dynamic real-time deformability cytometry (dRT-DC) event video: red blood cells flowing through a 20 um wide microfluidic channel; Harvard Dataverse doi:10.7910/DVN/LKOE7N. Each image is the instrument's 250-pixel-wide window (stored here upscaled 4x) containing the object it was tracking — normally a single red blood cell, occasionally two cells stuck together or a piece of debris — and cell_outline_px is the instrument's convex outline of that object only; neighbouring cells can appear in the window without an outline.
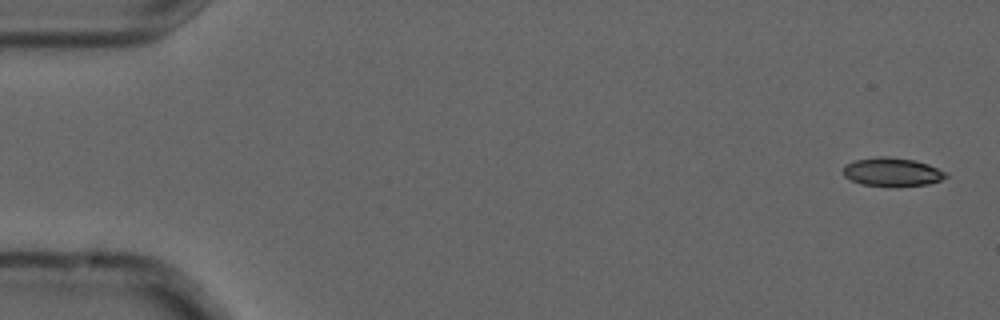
{"species": "common noctule bat (a hibernating species)", "species_latin": "Nyctalus noctula", "temperature_condition": "cold", "stored_images_in_passage": 7, "camera_frame_rate_fps": 3000, "um_per_image_px": 0.085, "animal": {"sex": "male", "forearm_length_mm": 52.5}, "frame": {"image": 1, "passage_image": 1, "time_ms": 0.0, "image_size_px": [1000, 320], "cell_outline_px": [[948, 176], [940, 180], [928, 184], [896, 188], [860, 184], [844, 176], [844, 164], [856, 160], [876, 156], [888, 156], [912, 160], [928, 164], [948, 172]], "centroid_in_image_um": [75.85, 14.64], "position_along_channel_um": 9.2, "area_um2": 17.46}}
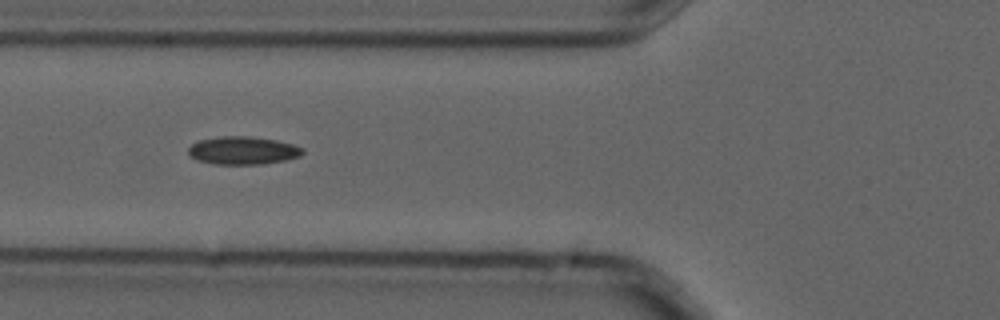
{"frame": {"image": 2, "passage_image": 6, "time_ms": 1.667, "image_size_px": [1000, 320], "cell_outline_px": [[304, 152], [300, 156], [284, 160], [264, 164], [212, 164], [196, 160], [188, 152], [188, 148], [196, 140], [220, 136], [248, 136], [276, 140], [292, 144], [304, 148]], "centroid_in_image_um": [20.62, 12.79], "position_along_channel_um": 105.2, "area_um2": 18.73}}
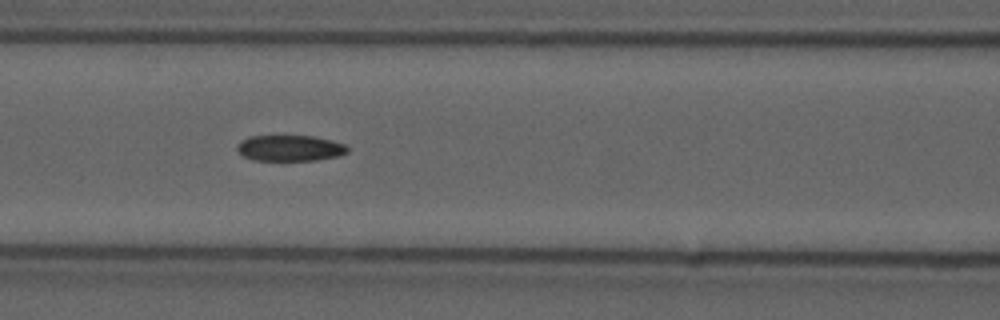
{"frame": {"image": 3, "passage_image": 7, "time_ms": 2.0, "image_size_px": [1000, 320], "cell_outline_px": [[348, 152], [340, 156], [316, 160], [252, 160], [244, 156], [236, 148], [236, 144], [240, 140], [248, 136], [312, 136], [332, 140], [344, 144], [348, 148]], "centroid_in_image_um": [24.63, 12.58], "position_along_channel_um": 142.0, "area_um2": 16.76}}